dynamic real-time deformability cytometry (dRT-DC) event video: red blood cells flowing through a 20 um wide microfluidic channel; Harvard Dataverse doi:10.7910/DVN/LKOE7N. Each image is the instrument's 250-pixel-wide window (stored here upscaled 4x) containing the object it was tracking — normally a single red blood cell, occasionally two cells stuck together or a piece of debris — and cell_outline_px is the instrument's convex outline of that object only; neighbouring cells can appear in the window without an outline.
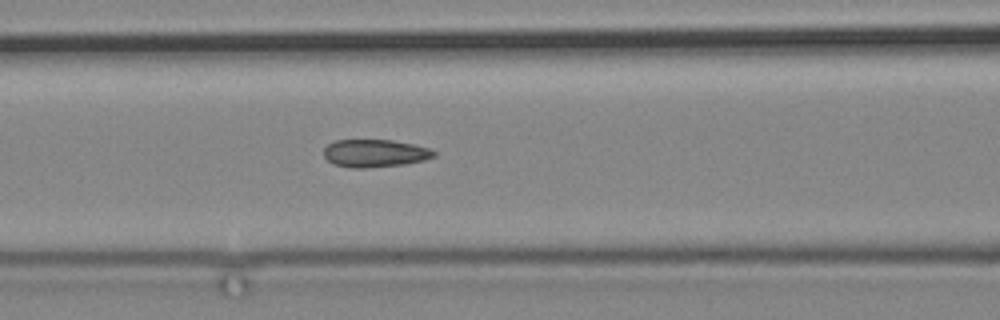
{"species": "common noctule bat (a hibernating species)", "species_latin": "Nyctalus noctula", "temperature_condition": "cold", "stored_images_in_passage": 12, "camera_frame_rate_fps": 3000, "um_per_image_px": 0.085, "animal": {"sex": "male", "body_mass_g": 19.2, "forearm_length_mm": 51.8}, "frame": {"image": 1, "passage_image": 12, "time_ms": 14.0, "image_size_px": [1000, 320], "cell_outline_px": [[436, 156], [424, 160], [404, 164], [364, 168], [352, 168], [336, 164], [328, 160], [324, 156], [324, 148], [328, 144], [336, 140], [392, 140], [412, 144], [428, 148], [436, 152]], "centroid_in_image_um": [31.87, 13.02], "position_along_channel_um": 134.7, "area_um2": 17.63}}